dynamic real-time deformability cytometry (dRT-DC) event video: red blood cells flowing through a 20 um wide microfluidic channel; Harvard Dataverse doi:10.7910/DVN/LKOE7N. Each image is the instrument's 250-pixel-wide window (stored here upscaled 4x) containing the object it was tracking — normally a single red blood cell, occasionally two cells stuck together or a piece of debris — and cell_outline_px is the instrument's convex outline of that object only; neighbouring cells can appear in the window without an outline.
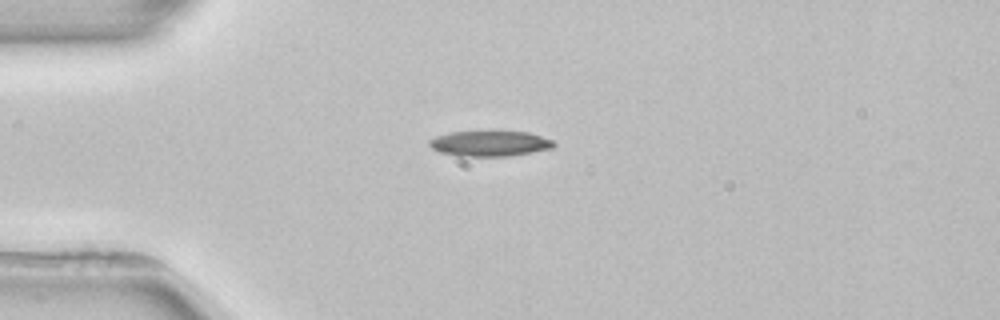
{"species": "common noctule bat (a hibernating species)", "species_latin": "Nyctalus noctula", "temperature_condition": "room temperature", "stored_images_in_passage": 3, "camera_frame_rate_fps": 3000, "um_per_image_px": 0.085, "animal": {"sex": "female", "body_mass_g": 22.7, "forearm_length_mm": 54.2}, "frame": {"image": 1, "passage_image": 1, "time_ms": 0.0, "image_size_px": [1000, 320], "cell_outline_px": [[556, 144], [552, 148], [532, 152], [508, 156], [460, 156], [440, 152], [432, 148], [428, 144], [428, 140], [436, 136], [448, 132], [484, 128], [488, 128], [528, 132], [552, 140]], "centroid_in_image_um": [41.59, 12.13], "position_along_channel_um": 43.4, "area_um2": 19.48}}